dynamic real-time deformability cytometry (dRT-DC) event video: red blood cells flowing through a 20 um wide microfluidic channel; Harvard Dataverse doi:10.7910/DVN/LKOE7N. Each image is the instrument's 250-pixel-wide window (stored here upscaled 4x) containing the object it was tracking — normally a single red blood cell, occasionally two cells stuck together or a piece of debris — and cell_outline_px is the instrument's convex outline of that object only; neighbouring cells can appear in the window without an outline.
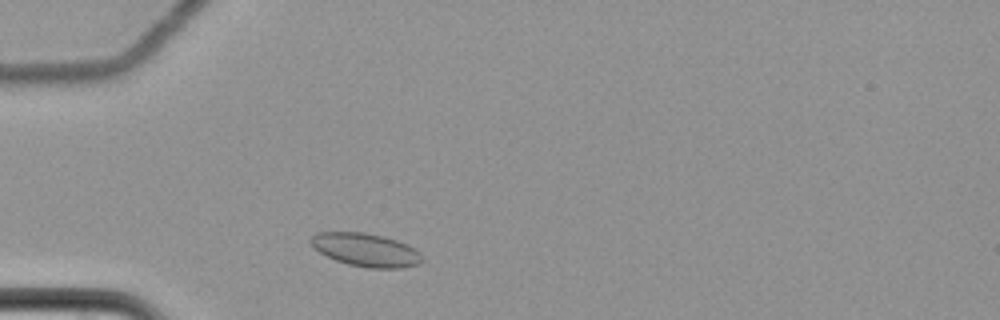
{"species": "common noctule bat (a hibernating species)", "species_latin": "Nyctalus noctula", "temperature_condition": "cold", "stored_images_in_passage": 37, "camera_frame_rate_fps": 3000, "um_per_image_px": 0.085, "animal": {"sex": "female", "body_mass_g": 22.7, "forearm_length_mm": 54.2}, "frame": {"image": 1, "passage_image": 5, "time_ms": 1.333, "image_size_px": [1000, 320], "cell_outline_px": [[424, 260], [420, 264], [400, 268], [368, 268], [348, 264], [336, 260], [320, 252], [308, 240], [316, 232], [364, 232], [384, 236], [396, 240], [420, 252]], "centroid_in_image_um": [31.1, 21.24], "position_along_channel_um": 53.9, "area_um2": 21.44}}
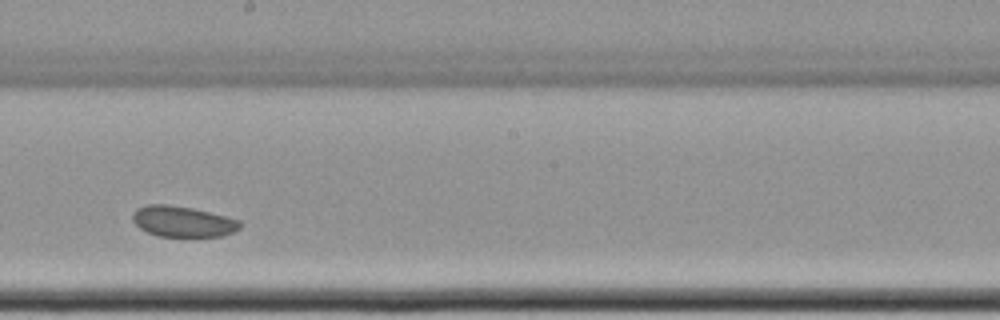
{"frame": {"image": 2, "passage_image": 22, "time_ms": 7.0, "image_size_px": [1000, 320], "cell_outline_px": [[240, 228], [224, 236], [156, 236], [140, 228], [132, 220], [132, 212], [136, 208], [148, 204], [168, 204], [192, 208], [240, 220]], "centroid_in_image_um": [15.49, 18.82], "position_along_channel_um": 232.7, "area_um2": 19.19}}
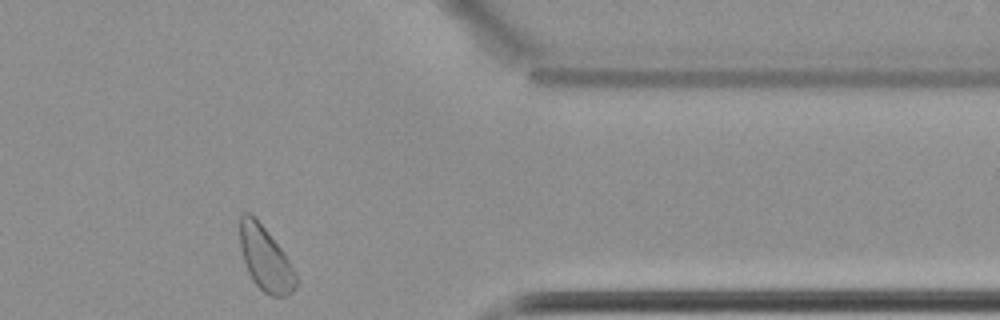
{"frame": {"image": 3, "passage_image": 37, "time_ms": 12.0, "image_size_px": [1000, 320], "cell_outline_px": [[296, 284], [292, 292], [288, 296], [272, 296], [264, 292], [252, 280], [248, 272], [240, 248], [240, 212], [248, 212], [264, 228], [284, 252], [296, 272]], "centroid_in_image_um": [22.56, 22.01], "position_along_channel_um": 388.8, "area_um2": 20.75}}